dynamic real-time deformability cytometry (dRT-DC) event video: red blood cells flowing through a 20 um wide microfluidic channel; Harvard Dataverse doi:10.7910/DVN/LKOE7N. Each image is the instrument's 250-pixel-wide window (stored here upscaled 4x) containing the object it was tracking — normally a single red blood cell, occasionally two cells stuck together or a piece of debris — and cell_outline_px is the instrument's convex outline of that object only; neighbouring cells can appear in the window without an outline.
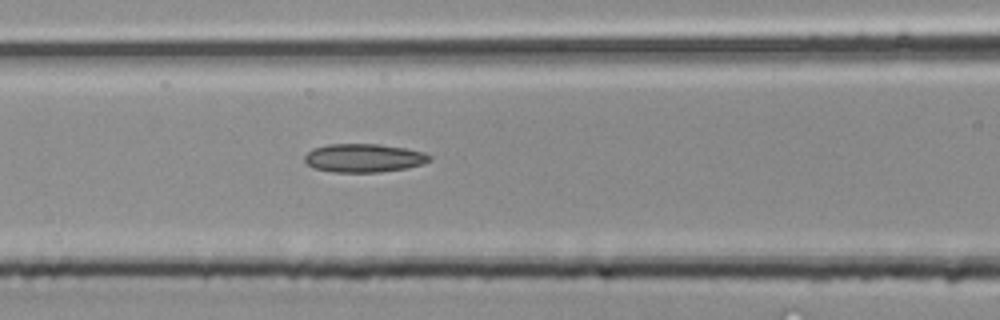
{"species": "common noctule bat (a hibernating species)", "species_latin": "Nyctalus noctula", "temperature_condition": "room temperature", "stored_images_in_passage": 22, "camera_frame_rate_fps": 3000, "um_per_image_px": 0.085, "animal": {"sex": "male", "body_mass_g": 20.4}, "frame": {"image": 1, "passage_image": 7, "time_ms": 2.0, "image_size_px": [1000, 320], "cell_outline_px": [[432, 160], [424, 164], [408, 168], [380, 172], [332, 172], [316, 168], [308, 164], [304, 160], [304, 156], [312, 148], [328, 144], [380, 144], [404, 148], [424, 152], [432, 156]], "centroid_in_image_um": [30.96, 13.43], "position_along_channel_um": 135.6, "area_um2": 20.87}}
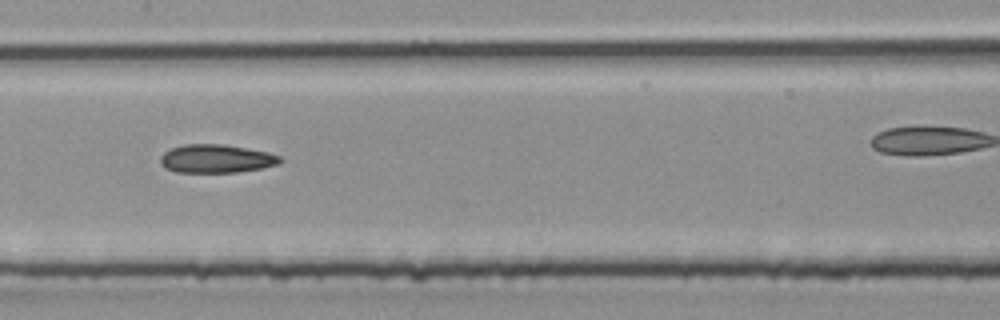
{"frame": {"image": 2, "passage_image": 10, "time_ms": 3.0, "image_size_px": [1000, 320], "cell_outline_px": [[284, 160], [280, 164], [264, 168], [236, 172], [176, 172], [164, 168], [160, 164], [160, 156], [164, 152], [172, 148], [184, 144], [224, 144], [268, 152], [280, 156]], "centroid_in_image_um": [18.4, 13.49], "position_along_channel_um": 189.0, "area_um2": 20.0}}
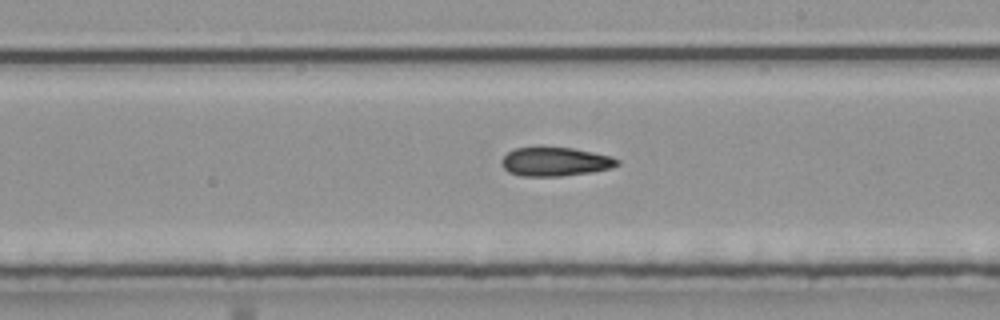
{"frame": {"image": 3, "passage_image": 13, "time_ms": 4.0, "image_size_px": [1000, 320], "cell_outline_px": [[620, 164], [612, 168], [592, 172], [564, 176], [520, 176], [508, 172], [504, 168], [500, 160], [512, 148], [572, 148], [612, 156], [620, 160]], "centroid_in_image_um": [47.21, 13.76], "position_along_channel_um": 241.8, "area_um2": 19.48}}